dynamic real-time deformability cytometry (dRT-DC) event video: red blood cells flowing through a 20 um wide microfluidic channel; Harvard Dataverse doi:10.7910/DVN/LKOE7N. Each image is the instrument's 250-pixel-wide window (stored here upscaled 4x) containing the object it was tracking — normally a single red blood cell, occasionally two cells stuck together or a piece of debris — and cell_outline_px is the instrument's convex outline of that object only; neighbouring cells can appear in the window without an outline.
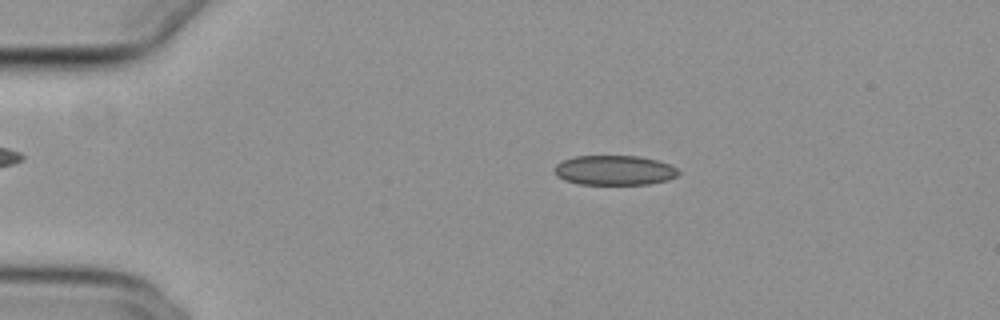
{"species": "common noctule bat (a hibernating species)", "species_latin": "Nyctalus noctula", "temperature_condition": "cold", "stored_images_in_passage": 53, "camera_frame_rate_fps": 3000, "um_per_image_px": 0.085, "animal": {"sex": "female", "body_mass_g": 29.2, "forearm_length_mm": 56.3}, "frame": {"image": 1, "passage_image": 10, "time_ms": 3.0, "image_size_px": [1000, 320], "cell_outline_px": [[680, 172], [676, 176], [668, 180], [648, 184], [576, 184], [564, 180], [556, 176], [556, 164], [564, 160], [576, 156], [640, 156], [656, 160], [668, 164], [676, 168]], "centroid_in_image_um": [52.22, 14.48], "position_along_channel_um": 32.8, "area_um2": 21.39}}
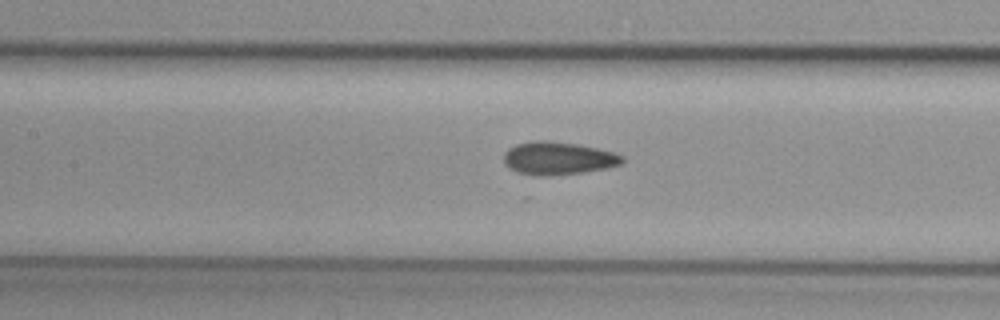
{"frame": {"image": 2, "passage_image": 24, "time_ms": 7.667, "image_size_px": [1000, 320], "cell_outline_px": [[624, 160], [620, 164], [608, 168], [584, 172], [548, 176], [536, 176], [516, 172], [508, 168], [504, 164], [504, 152], [508, 148], [516, 144], [536, 140], [548, 140], [576, 144], [596, 148], [612, 152], [624, 156]], "centroid_in_image_um": [47.4, 13.46], "position_along_channel_um": 160.0, "area_um2": 22.89}}
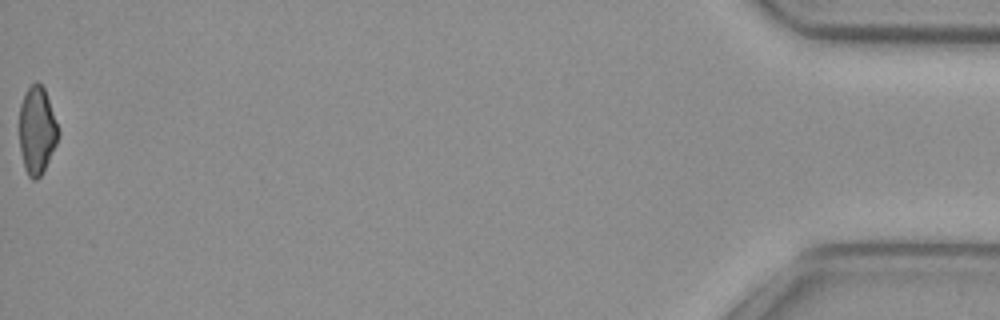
{"frame": {"image": 3, "passage_image": 53, "time_ms": 17.333, "image_size_px": [1000, 320], "cell_outline_px": [[60, 132], [56, 144], [40, 176], [36, 180], [32, 180], [28, 176], [24, 168], [20, 148], [20, 104], [28, 88], [36, 80], [44, 88]], "centroid_in_image_um": [3.14, 11.09], "position_along_channel_um": 432.1, "area_um2": 19.54}, "authors_computed_cell_mechanics": {"area_um2": 21.8484, "velocity_mm_per_s": 3.8562, "shape_relaxation_time_tau1_ms": null, "shape_relaxation_time_tau2_ms": 2.7543, "deformation_change_tau1": null, "deformation_change_tau2": 0.0763}}